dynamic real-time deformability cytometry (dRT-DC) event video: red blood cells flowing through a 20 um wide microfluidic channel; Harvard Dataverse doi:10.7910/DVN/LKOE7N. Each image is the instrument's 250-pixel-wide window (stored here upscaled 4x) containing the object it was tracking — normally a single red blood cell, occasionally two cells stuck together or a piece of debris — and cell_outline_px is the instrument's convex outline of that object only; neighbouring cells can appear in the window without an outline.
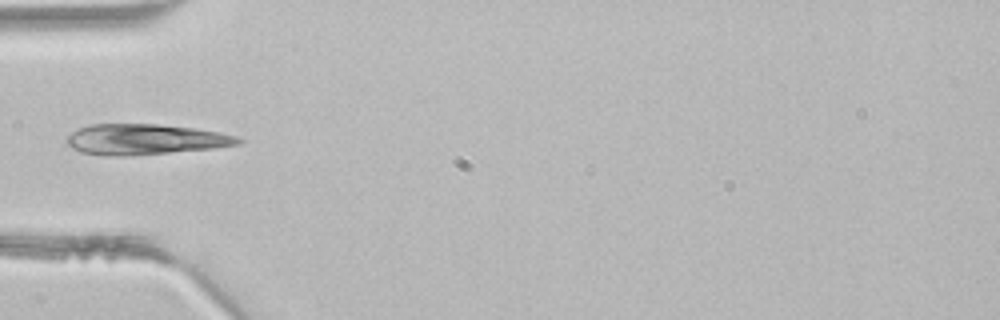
{"species": "common noctule bat (a hibernating species)", "species_latin": "Nyctalus noctula", "temperature_condition": "room temperature", "stored_images_in_passage": 3, "camera_frame_rate_fps": 3000, "um_per_image_px": 0.085, "animal": {"sex": "male", "body_mass_g": 21.5, "forearm_length_mm": 52.0}, "frame": {"image": 1, "passage_image": 3, "time_ms": 0.667, "image_size_px": [1000, 320], "cell_outline_px": [[244, 140], [240, 144], [212, 148], [132, 156], [104, 156], [80, 152], [72, 148], [68, 144], [68, 136], [76, 128], [88, 124], [156, 124], [196, 128], [220, 132], [236, 136]], "centroid_in_image_um": [12.32, 11.85], "position_along_channel_um": 72.7, "area_um2": 30.75}}